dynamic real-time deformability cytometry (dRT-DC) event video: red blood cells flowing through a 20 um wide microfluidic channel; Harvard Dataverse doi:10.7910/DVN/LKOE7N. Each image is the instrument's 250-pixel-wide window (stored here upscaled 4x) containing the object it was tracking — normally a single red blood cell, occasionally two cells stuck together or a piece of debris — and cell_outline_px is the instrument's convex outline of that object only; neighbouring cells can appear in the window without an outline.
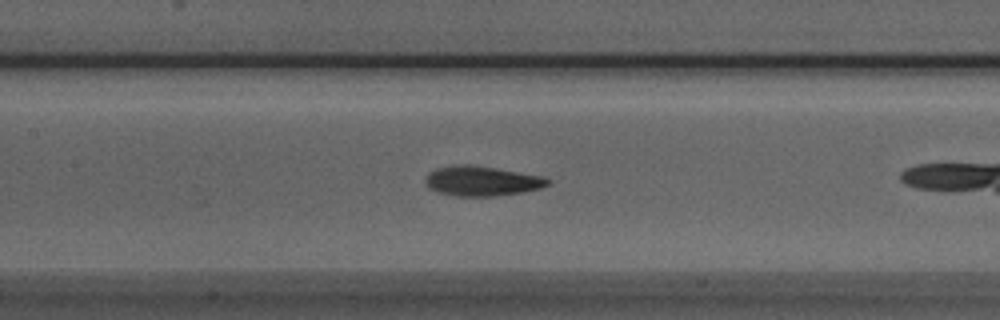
{"species": "Egyptian fruit bat (a non-hibernating species)", "species_latin": "Rousettus aegyptiacus", "temperature_condition": "room temperature", "stored_images_in_passage": 37, "camera_frame_rate_fps": 3000, "um_per_image_px": 0.085, "animal": {"sex": "male"}, "frame": {"image": 1, "passage_image": 20, "time_ms": 6.333, "image_size_px": [1000, 320], "cell_outline_px": [[552, 184], [540, 188], [524, 192], [492, 196], [452, 196], [436, 192], [428, 188], [424, 180], [436, 168], [460, 164], [468, 164], [544, 176], [552, 180]], "centroid_in_image_um": [40.98, 15.4], "position_along_channel_um": 166.4, "area_um2": 21.33}}
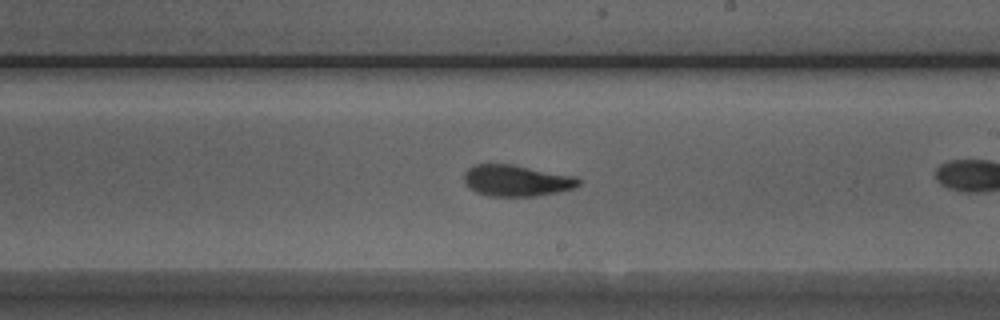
{"frame": {"image": 2, "passage_image": 26, "time_ms": 8.333, "image_size_px": [1000, 320], "cell_outline_px": [[580, 184], [572, 188], [556, 192], [536, 196], [488, 196], [476, 192], [468, 188], [464, 184], [464, 172], [472, 164], [512, 164], [572, 176], [580, 180]], "centroid_in_image_um": [43.81, 15.35], "position_along_channel_um": 245.2, "area_um2": 20.81}}
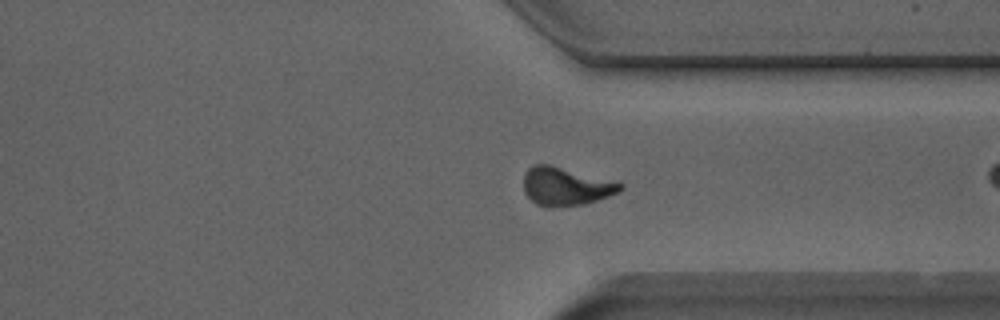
{"frame": {"image": 3, "passage_image": 35, "time_ms": 11.333, "image_size_px": [1000, 320], "cell_outline_px": [[624, 188], [608, 196], [584, 204], [552, 208], [548, 208], [536, 204], [524, 192], [524, 176], [528, 168], [536, 164], [548, 164], [624, 184]], "centroid_in_image_um": [48.04, 15.86], "position_along_channel_um": 363.4, "area_um2": 21.21}}